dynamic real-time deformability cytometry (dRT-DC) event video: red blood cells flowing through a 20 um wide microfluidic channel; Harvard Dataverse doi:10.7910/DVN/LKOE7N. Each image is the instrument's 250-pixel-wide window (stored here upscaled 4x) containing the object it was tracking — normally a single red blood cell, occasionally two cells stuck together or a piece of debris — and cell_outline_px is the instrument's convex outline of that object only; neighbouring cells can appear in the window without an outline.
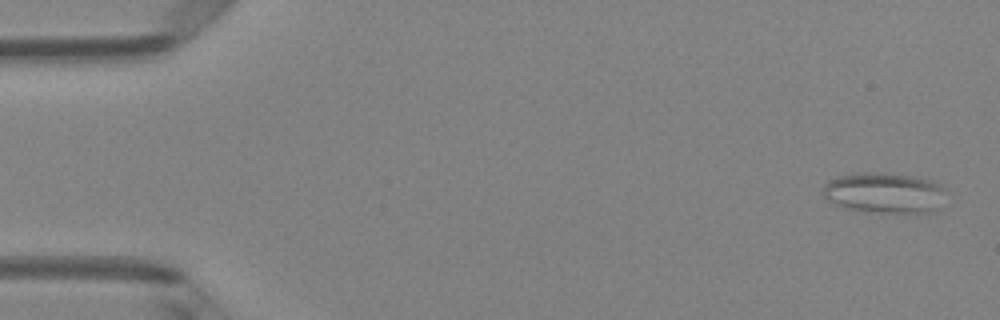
{"species": "Egyptian fruit bat (a non-hibernating species)", "species_latin": "Rousettus aegyptiacus", "temperature_condition": "room temperature", "stored_images_in_passage": 5, "camera_frame_rate_fps": 3000, "um_per_image_px": 0.085, "animal": {"sex": "female"}, "frame": {"image": 1, "passage_image": 1, "time_ms": 0.0, "image_size_px": [1000, 320], "cell_outline_px": [[944, 188], [936, 212], [884, 212], [848, 208], [836, 204], [828, 200], [824, 196], [824, 184], [828, 180], [836, 176], [856, 172], [884, 172], [908, 176], [928, 180]], "centroid_in_image_um": [75.1, 16.37], "position_along_channel_um": 9.9, "area_um2": 28.44}}